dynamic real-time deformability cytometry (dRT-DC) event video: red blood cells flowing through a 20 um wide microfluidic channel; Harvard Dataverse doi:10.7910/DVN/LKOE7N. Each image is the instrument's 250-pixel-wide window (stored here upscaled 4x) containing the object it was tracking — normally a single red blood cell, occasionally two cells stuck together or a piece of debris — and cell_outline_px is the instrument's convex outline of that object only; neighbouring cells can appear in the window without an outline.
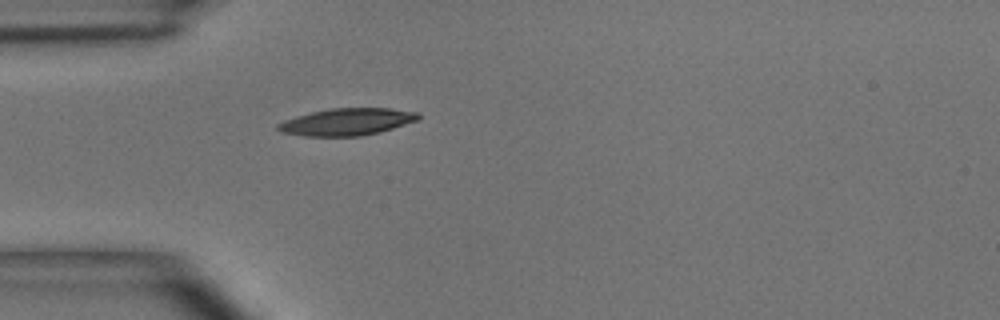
{"species": "common noctule bat (a hibernating species)", "species_latin": "Nyctalus noctula", "temperature_condition": "room temperature", "stored_images_in_passage": 1, "camera_frame_rate_fps": 3000, "um_per_image_px": 0.085, "animal": {"sex": "male", "body_mass_g": 15.6}, "frame": {"image": 1, "passage_image": 1, "time_ms": 0.0, "image_size_px": [1000, 320], "cell_outline_px": [[420, 120], [380, 132], [360, 136], [304, 136], [284, 132], [276, 128], [276, 124], [284, 120], [296, 116], [312, 112], [332, 108], [392, 108], [416, 112], [420, 116]], "centroid_in_image_um": [29.52, 10.35], "position_along_channel_um": 55.5, "area_um2": 22.14}}